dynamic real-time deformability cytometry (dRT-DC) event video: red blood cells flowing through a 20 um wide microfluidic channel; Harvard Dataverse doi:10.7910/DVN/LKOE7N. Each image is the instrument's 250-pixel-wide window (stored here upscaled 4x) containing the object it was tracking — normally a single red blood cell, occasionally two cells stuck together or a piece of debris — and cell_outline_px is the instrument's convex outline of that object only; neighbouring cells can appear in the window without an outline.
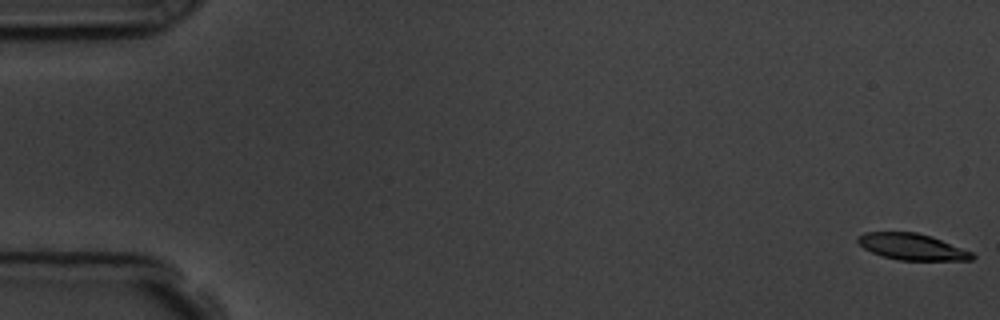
{"species": "common noctule bat (a hibernating species)", "species_latin": "Nyctalus noctula", "temperature_condition": "room temperature", "stored_images_in_passage": 58, "camera_frame_rate_fps": 3000, "um_per_image_px": 0.085, "animal": {"sex": "male", "body_mass_g": 19.5, "forearm_length_mm": 54.6}, "frame": {"image": 1, "passage_image": 1, "time_ms": 0.0, "image_size_px": [1000, 320], "cell_outline_px": [[976, 256], [972, 260], [900, 260], [884, 256], [872, 252], [864, 248], [856, 240], [856, 236], [864, 232], [916, 232], [932, 236], [972, 252]], "centroid_in_image_um": [77.52, 20.96], "position_along_channel_um": 7.5, "area_um2": 17.51}}
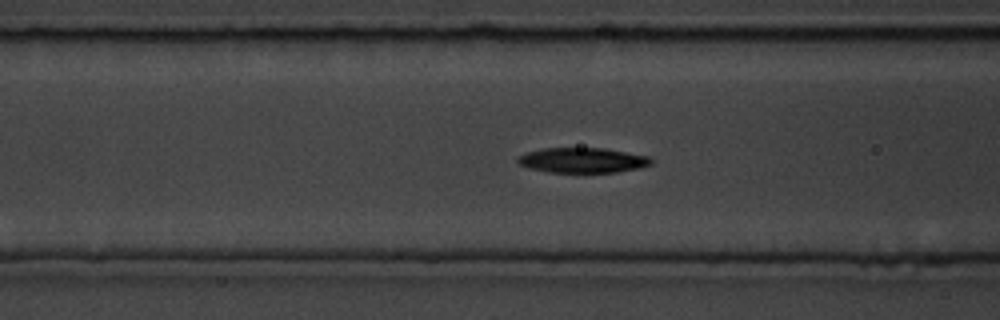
{"frame": {"image": 2, "passage_image": 23, "time_ms": 7.333, "image_size_px": [1000, 320], "cell_outline_px": [[652, 164], [640, 168], [616, 172], [548, 172], [532, 168], [520, 164], [516, 160], [520, 156], [528, 152], [544, 148], [604, 148], [648, 156], [652, 160]], "centroid_in_image_um": [49.56, 13.62], "position_along_channel_um": 117.0, "area_um2": 19.25}}
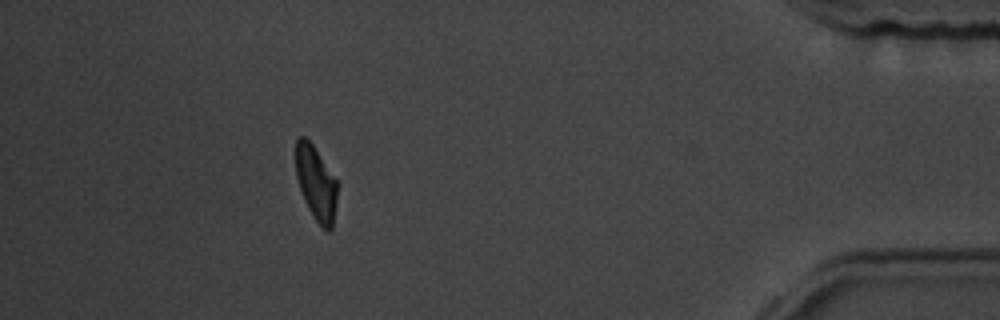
{"frame": {"image": 3, "passage_image": 52, "time_ms": 17.0, "image_size_px": [1000, 320], "cell_outline_px": [[340, 184], [332, 228], [328, 232], [316, 220], [308, 208], [304, 200], [296, 176], [296, 140], [300, 136], [304, 136], [312, 144]], "centroid_in_image_um": [26.9, 15.58], "position_along_channel_um": 408.3, "area_um2": 18.09}, "authors_computed_cell_mechanics": {"area_um2": 19.4497, "velocity_mm_per_s": 3.5761, "shape_relaxation_time_tau1_ms": 2.7499, "shape_relaxation_time_tau2_ms": 4.9927, "deformation_change_tau1": 0.1348, "deformation_change_tau2": 0.0929}}